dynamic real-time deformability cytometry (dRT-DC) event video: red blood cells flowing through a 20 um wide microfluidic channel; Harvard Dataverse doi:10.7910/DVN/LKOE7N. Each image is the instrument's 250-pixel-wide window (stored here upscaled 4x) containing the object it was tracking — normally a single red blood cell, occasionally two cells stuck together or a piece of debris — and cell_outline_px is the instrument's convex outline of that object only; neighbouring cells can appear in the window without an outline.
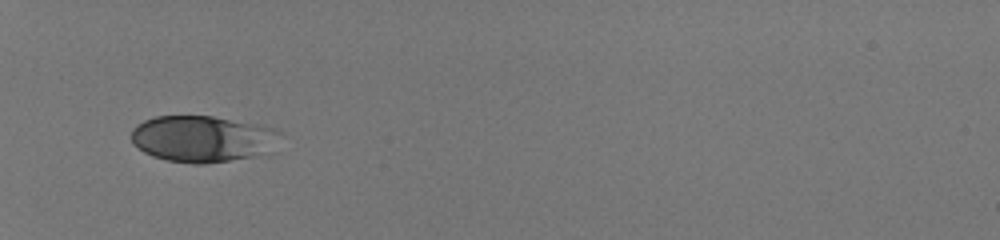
{"species": "human", "species_latin": "Homo sapiens", "temperature_condition": "room temperature", "stored_images_in_passage": 33, "camera_frame_rate_fps": 3000, "um_per_image_px": 0.085, "donor": {"sex": "male"}, "frame": {"image": 1, "passage_image": 1, "time_ms": 0.0, "image_size_px": [1000, 240], "cell_outline_px": [[280, 132], [260, 152], [252, 156], [204, 164], [192, 164], [168, 160], [152, 156], [144, 152], [132, 144], [132, 128], [136, 124], [144, 120], [156, 116], [212, 116], [276, 128]], "centroid_in_image_um": [17.04, 11.78], "position_along_channel_um": 68.0, "area_um2": 39.19}}
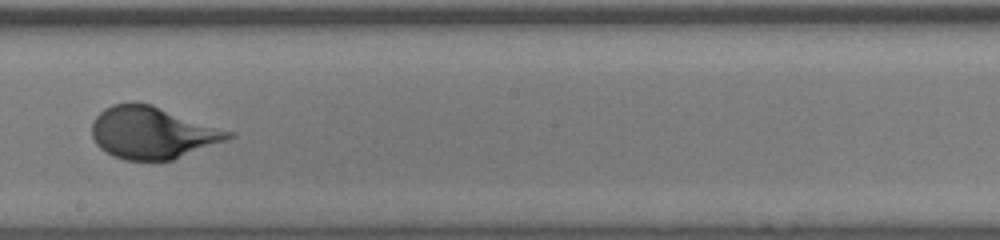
{"frame": {"image": 2, "passage_image": 15, "time_ms": 4.667, "image_size_px": [1000, 240], "cell_outline_px": [[236, 136], [172, 160], [124, 160], [100, 148], [96, 144], [92, 136], [92, 120], [104, 108], [112, 104], [128, 100], [136, 100], [152, 104], [236, 132]], "centroid_in_image_um": [12.95, 11.23], "position_along_channel_um": 235.2, "area_um2": 41.91}}
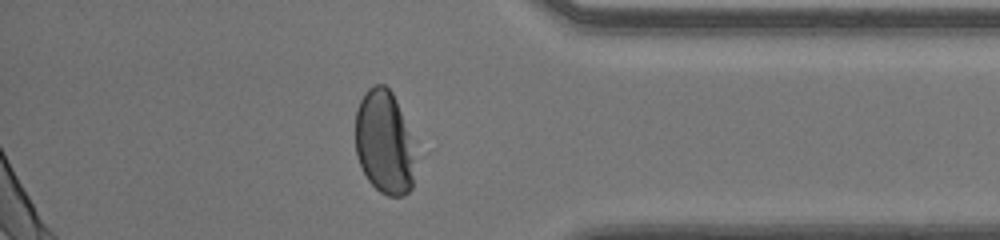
{"frame": {"image": 3, "passage_image": 28, "time_ms": 9.0, "image_size_px": [1000, 240], "cell_outline_px": [[412, 188], [404, 196], [388, 196], [380, 192], [368, 180], [356, 156], [356, 108], [364, 92], [368, 88], [376, 84], [384, 84], [392, 92], [396, 100], [400, 112], [412, 156]], "centroid_in_image_um": [32.58, 12.1], "position_along_channel_um": 402.6, "area_um2": 34.91}, "authors_computed_cell_mechanics": {"area_um2": 40.2866, "velocity_mm_per_s": 4.0165, "shape_relaxation_time_tau1_ms": 3.4378, "shape_relaxation_time_tau2_ms": null, "deformation_change_tau1": 0.1769, "deformation_change_tau2": null}}